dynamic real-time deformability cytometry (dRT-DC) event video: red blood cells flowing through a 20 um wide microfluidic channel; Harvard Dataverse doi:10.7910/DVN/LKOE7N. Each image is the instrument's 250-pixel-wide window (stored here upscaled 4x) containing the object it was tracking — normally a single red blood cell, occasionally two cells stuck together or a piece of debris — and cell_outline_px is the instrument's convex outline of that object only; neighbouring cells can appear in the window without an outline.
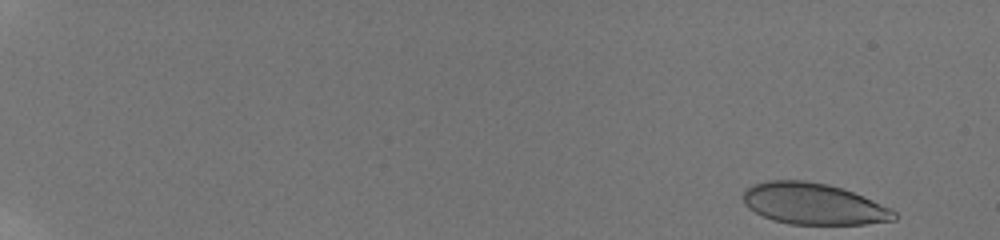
{"species": "human", "species_latin": "Homo sapiens", "temperature_condition": "room temperature", "stored_images_in_passage": 26, "camera_frame_rate_fps": 3000, "um_per_image_px": 0.085, "donor": {"sex": "male"}, "frame": {"image": 1, "passage_image": 1, "time_ms": 0.0, "image_size_px": [1000, 240], "cell_outline_px": [[896, 220], [864, 224], [788, 224], [772, 220], [748, 208], [744, 204], [744, 188], [752, 184], [768, 180], [804, 180], [828, 184], [852, 192], [892, 208], [896, 212]], "centroid_in_image_um": [69.13, 17.32], "position_along_channel_um": 15.9, "area_um2": 36.41}}
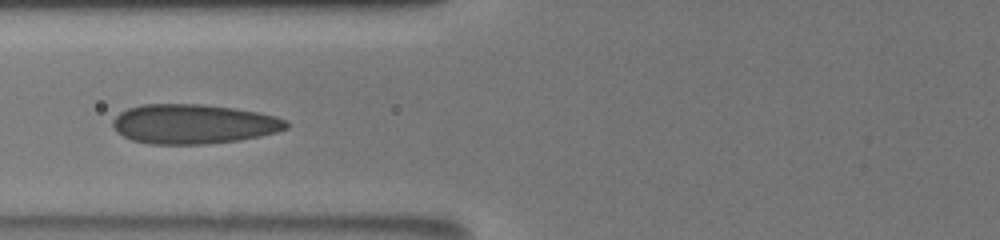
{"frame": {"image": 2, "passage_image": 15, "time_ms": 7.667, "image_size_px": [1000, 240], "cell_outline_px": [[288, 128], [276, 132], [260, 136], [240, 140], [208, 144], [148, 144], [132, 140], [116, 132], [112, 128], [112, 120], [120, 112], [128, 108], [140, 104], [204, 104], [236, 108], [276, 116], [288, 120]], "centroid_in_image_um": [16.44, 10.54], "position_along_channel_um": 109.4, "area_um2": 40.4}}
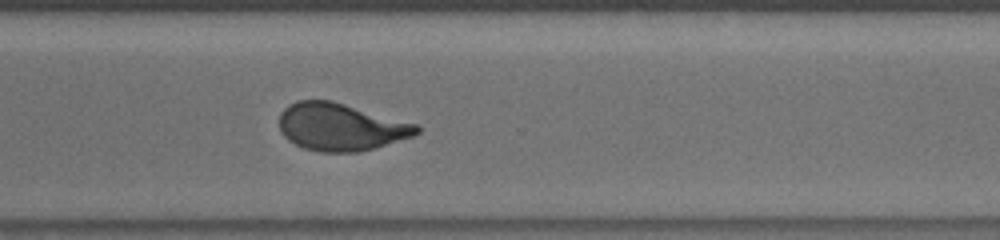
{"frame": {"image": 3, "passage_image": 26, "time_ms": 13.667, "image_size_px": [1000, 240], "cell_outline_px": [[420, 132], [412, 136], [360, 152], [320, 152], [304, 148], [288, 140], [280, 132], [280, 112], [288, 104], [296, 100], [332, 100], [420, 124]], "centroid_in_image_um": [28.96, 10.77], "position_along_channel_um": 341.6, "area_um2": 38.26}}